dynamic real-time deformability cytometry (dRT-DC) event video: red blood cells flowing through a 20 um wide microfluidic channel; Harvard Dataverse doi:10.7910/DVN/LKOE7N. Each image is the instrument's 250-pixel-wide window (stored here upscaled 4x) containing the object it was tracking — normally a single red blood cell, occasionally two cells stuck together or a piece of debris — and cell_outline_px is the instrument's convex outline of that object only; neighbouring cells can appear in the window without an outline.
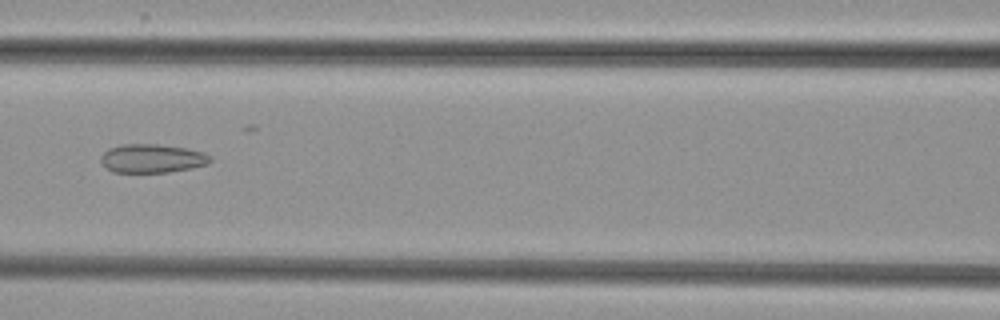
{"species": "common noctule bat (a hibernating species)", "species_latin": "Nyctalus noctula", "temperature_condition": "cold", "stored_images_in_passage": 6, "camera_frame_rate_fps": 3000, "um_per_image_px": 0.085, "animal": {"sex": "female", "body_mass_g": 29.2, "forearm_length_mm": 56.3}, "frame": {"image": 1, "passage_image": 6, "time_ms": 5.667, "image_size_px": [1000, 320], "cell_outline_px": [[212, 160], [208, 164], [192, 168], [168, 172], [112, 172], [100, 160], [100, 156], [108, 148], [120, 144], [156, 144], [184, 148], [204, 152], [212, 156]], "centroid_in_image_um": [12.94, 13.46], "position_along_channel_um": 153.7, "area_um2": 18.32}}